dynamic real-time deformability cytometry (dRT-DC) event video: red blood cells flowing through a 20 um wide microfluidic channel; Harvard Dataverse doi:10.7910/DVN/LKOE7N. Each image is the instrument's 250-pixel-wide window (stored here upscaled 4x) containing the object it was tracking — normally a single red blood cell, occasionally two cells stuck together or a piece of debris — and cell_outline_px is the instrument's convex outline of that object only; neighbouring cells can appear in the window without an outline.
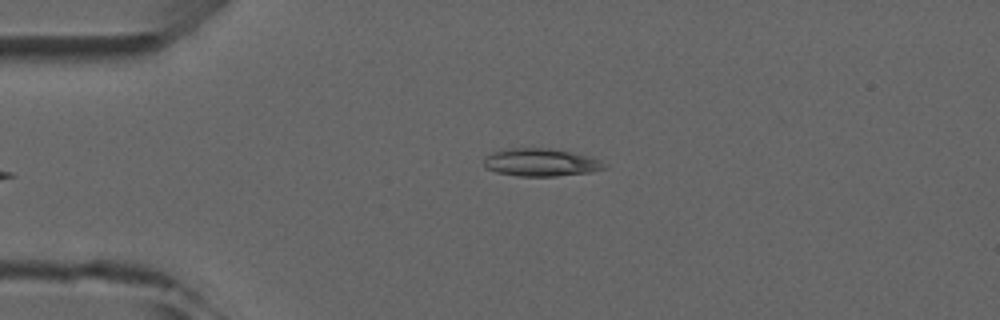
{"species": "common noctule bat (a hibernating species)", "species_latin": "Nyctalus noctula", "temperature_condition": "room temperature", "stored_images_in_passage": 5, "camera_frame_rate_fps": 3000, "um_per_image_px": 0.085, "animal": {"sex": "male", "forearm_length_mm": 52.5}, "frame": {"image": 1, "passage_image": 5, "time_ms": 4.667, "image_size_px": [1000, 320], "cell_outline_px": [[608, 168], [588, 172], [556, 176], [520, 176], [496, 172], [484, 168], [484, 156], [508, 148], [552, 148], [600, 160], [608, 164]], "centroid_in_image_um": [45.95, 13.81], "position_along_channel_um": 39.1, "area_um2": 19.31}}